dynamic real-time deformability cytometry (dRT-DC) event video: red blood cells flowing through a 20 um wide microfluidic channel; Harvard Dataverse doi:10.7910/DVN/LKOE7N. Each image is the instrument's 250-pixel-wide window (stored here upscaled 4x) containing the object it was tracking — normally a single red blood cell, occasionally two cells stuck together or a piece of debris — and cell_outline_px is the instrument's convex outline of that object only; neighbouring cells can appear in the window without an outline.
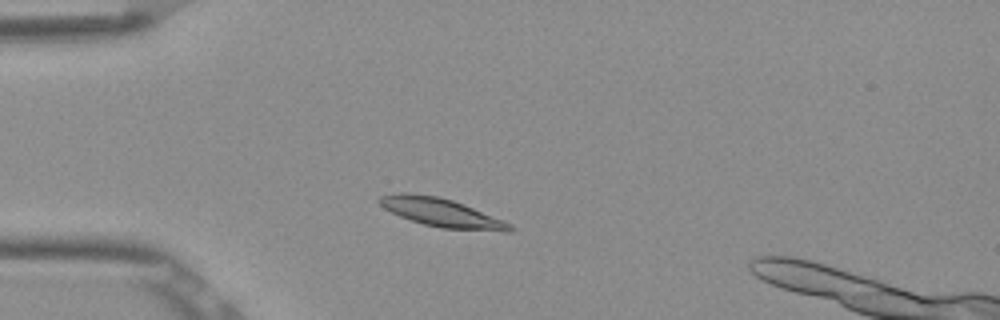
{"species": "Egyptian fruit bat (a non-hibernating species)", "species_latin": "Rousettus aegyptiacus", "temperature_condition": "room temperature", "stored_images_in_passage": 1, "camera_frame_rate_fps": 3000, "um_per_image_px": 0.085, "frame": {"image": 1, "passage_image": 1, "time_ms": 0.0, "image_size_px": [1000, 320], "cell_outline_px": [[516, 228], [512, 232], [504, 232], [440, 228], [424, 224], [400, 216], [384, 208], [376, 200], [380, 196], [400, 192], [412, 192], [440, 196], [464, 204], [512, 224]], "centroid_in_image_um": [37.55, 18.07], "position_along_channel_um": 47.4, "area_um2": 21.91}}